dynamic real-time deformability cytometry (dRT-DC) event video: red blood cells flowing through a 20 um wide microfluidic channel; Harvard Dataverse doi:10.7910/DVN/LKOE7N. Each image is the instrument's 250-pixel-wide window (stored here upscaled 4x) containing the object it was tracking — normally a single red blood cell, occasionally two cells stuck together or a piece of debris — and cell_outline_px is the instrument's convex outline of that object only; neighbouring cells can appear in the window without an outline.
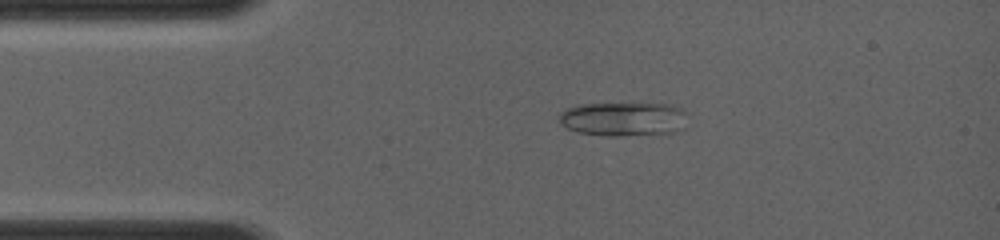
{"species": "common noctule bat (a hibernating species)", "species_latin": "Nyctalus noctula", "temperature_condition": "room temperature", "stored_images_in_passage": 38, "camera_frame_rate_fps": 4000, "um_per_image_px": 0.085, "animal": {"sex": "female", "body_mass_g": 19.0, "forearm_length_mm": 56.7}, "frame": {"image": 1, "passage_image": 7, "time_ms": 2.25, "image_size_px": [1000, 240], "cell_outline_px": [[688, 112], [684, 128], [676, 132], [620, 136], [604, 136], [576, 132], [568, 128], [556, 120], [560, 112], [564, 108], [576, 104], [672, 104], [684, 108]], "centroid_in_image_um": [52.99, 10.11], "position_along_channel_um": 32.0, "area_um2": 26.07}}
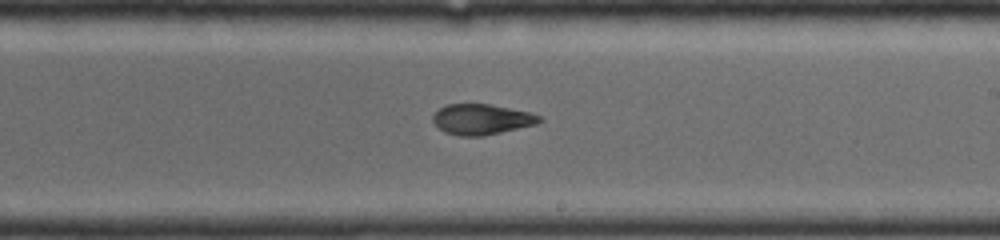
{"frame": {"image": 2, "passage_image": 23, "time_ms": 7.75, "image_size_px": [1000, 240], "cell_outline_px": [[544, 120], [536, 124], [484, 136], [460, 136], [444, 132], [432, 120], [432, 116], [440, 108], [448, 104], [488, 104], [528, 112], [540, 116]], "centroid_in_image_um": [40.93, 10.15], "position_along_channel_um": 248.1, "area_um2": 18.73}}
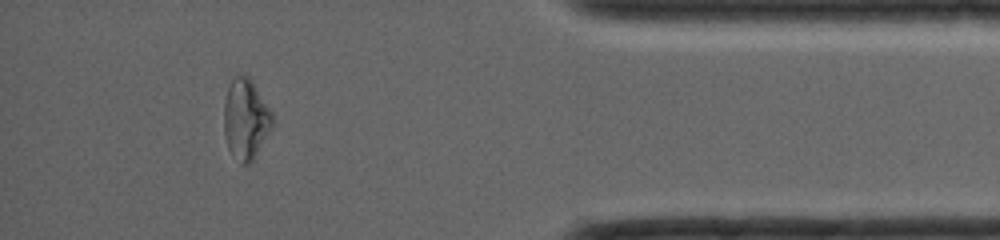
{"frame": {"image": 3, "passage_image": 35, "time_ms": 12.0, "image_size_px": [1000, 240], "cell_outline_px": [[272, 128], [252, 160], [248, 164], [240, 164], [228, 148], [224, 136], [224, 100], [228, 88], [232, 80], [236, 76], [248, 76], [252, 80], [272, 112]], "centroid_in_image_um": [20.87, 10.13], "position_along_channel_um": 414.3, "area_um2": 22.48}}